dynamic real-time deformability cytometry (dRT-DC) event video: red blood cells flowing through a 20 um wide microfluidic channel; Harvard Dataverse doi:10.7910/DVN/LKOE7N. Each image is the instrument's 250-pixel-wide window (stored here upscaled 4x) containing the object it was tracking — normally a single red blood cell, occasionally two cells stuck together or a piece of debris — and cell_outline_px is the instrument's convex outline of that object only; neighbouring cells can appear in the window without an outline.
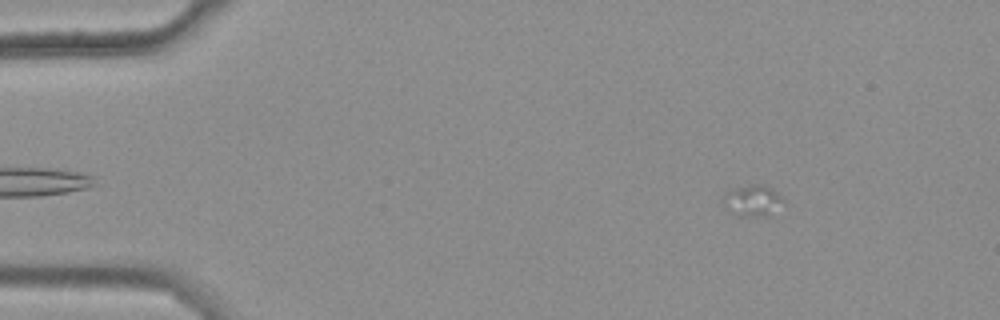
{"species": "common noctule bat (a hibernating species)", "species_latin": "Nyctalus noctula", "temperature_condition": "warm", "stored_images_in_passage": 19, "camera_frame_rate_fps": 3000, "um_per_image_px": 0.085, "animal": {"sex": "female", "body_mass_g": 25.1}, "frame": {"image": 1, "passage_image": 8, "time_ms": 2.333, "image_size_px": [1000, 320], "cell_outline_px": [[788, 204], [768, 216], [740, 216], [724, 200], [724, 192], [732, 188], [752, 184], [760, 184], [772, 188], [784, 196]], "centroid_in_image_um": [64.15, 17.02], "position_along_channel_um": 20.9, "area_um2": 11.04}}